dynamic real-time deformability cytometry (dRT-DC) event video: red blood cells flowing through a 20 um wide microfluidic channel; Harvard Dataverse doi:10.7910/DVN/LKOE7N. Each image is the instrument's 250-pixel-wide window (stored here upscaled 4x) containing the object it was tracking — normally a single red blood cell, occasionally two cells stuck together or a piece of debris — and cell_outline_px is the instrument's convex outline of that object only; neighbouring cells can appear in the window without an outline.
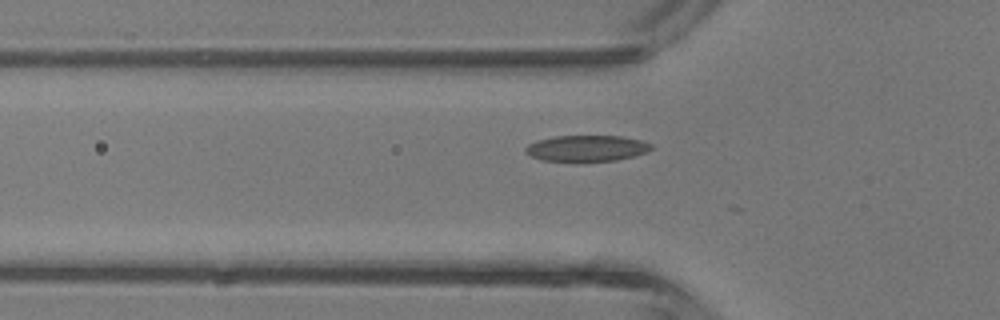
{"species": "common noctule bat (a hibernating species)", "species_latin": "Nyctalus noctula", "temperature_condition": "room temperature", "stored_images_in_passage": 6, "camera_frame_rate_fps": 3000, "um_per_image_px": 0.085, "animal": {"sex": "male", "body_mass_g": 13.3}, "frame": {"image": 1, "passage_image": 6, "time_ms": 5.667, "image_size_px": [1000, 320], "cell_outline_px": [[652, 148], [648, 152], [616, 160], [540, 160], [524, 152], [524, 148], [528, 144], [536, 140], [556, 136], [620, 136], [640, 140], [652, 144]], "centroid_in_image_um": [49.85, 12.58], "position_along_channel_um": 76.0, "area_um2": 18.79}}